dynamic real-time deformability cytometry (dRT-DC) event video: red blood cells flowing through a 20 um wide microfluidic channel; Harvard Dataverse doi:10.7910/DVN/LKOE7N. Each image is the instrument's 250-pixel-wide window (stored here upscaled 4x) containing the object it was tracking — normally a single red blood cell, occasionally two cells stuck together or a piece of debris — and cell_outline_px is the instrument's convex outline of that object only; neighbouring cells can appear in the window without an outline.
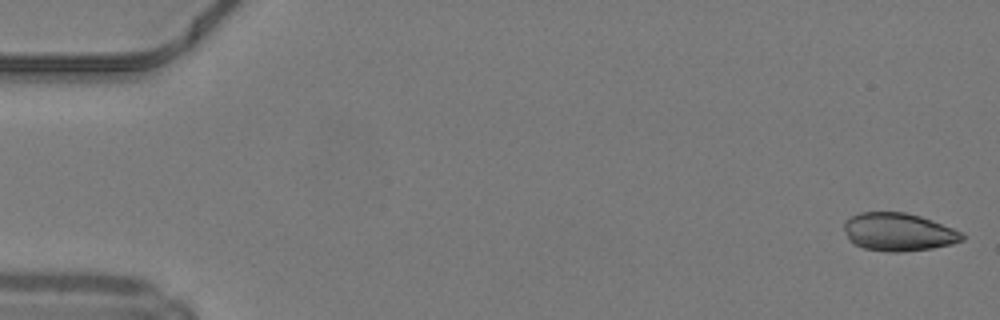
{"species": "common noctule bat (a hibernating species)", "species_latin": "Nyctalus noctula", "temperature_condition": "warm", "stored_images_in_passage": 49, "camera_frame_rate_fps": 3000, "um_per_image_px": 0.085, "animal": {"sex": "male", "body_mass_g": 19.2, "forearm_length_mm": 51.8}, "frame": {"image": 1, "passage_image": 1, "time_ms": 0.0, "image_size_px": [1000, 320], "cell_outline_px": [[964, 240], [952, 244], [932, 248], [904, 252], [888, 252], [864, 248], [848, 240], [844, 228], [844, 220], [860, 212], [904, 212], [920, 216], [932, 220], [952, 228], [960, 232], [964, 236]], "centroid_in_image_um": [76.35, 19.72], "position_along_channel_um": 8.6, "area_um2": 26.13}}
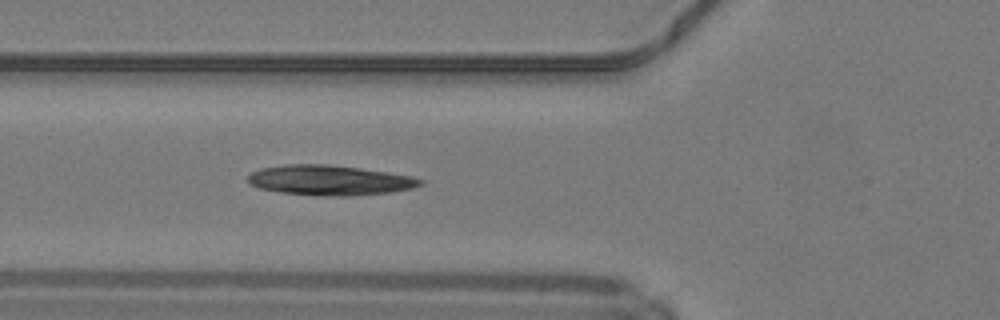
{"frame": {"image": 2, "passage_image": 18, "time_ms": 5.667, "image_size_px": [1000, 320], "cell_outline_px": [[424, 184], [412, 188], [392, 192], [352, 196], [332, 196], [280, 192], [260, 188], [248, 184], [248, 176], [252, 172], [260, 168], [288, 164], [328, 164], [360, 168], [388, 172], [412, 176], [424, 180]], "centroid_in_image_um": [28.05, 15.31], "position_along_channel_um": 97.8, "area_um2": 30.23}}
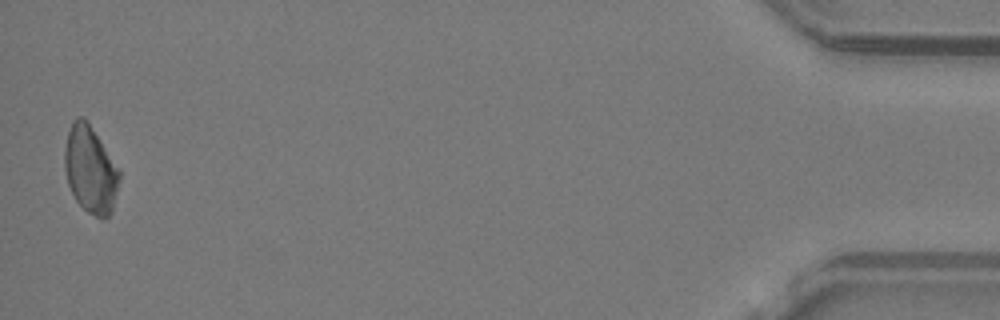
{"frame": {"image": 3, "passage_image": 48, "time_ms": 15.667, "image_size_px": [1000, 320], "cell_outline_px": [[120, 180], [112, 212], [104, 220], [100, 220], [88, 212], [76, 200], [68, 184], [64, 168], [64, 148], [68, 132], [72, 120], [76, 116], [84, 116], [88, 120], [120, 168]], "centroid_in_image_um": [7.7, 14.39], "position_along_channel_um": 427.5, "area_um2": 28.44}, "authors_computed_cell_mechanics": {"area_um2": 28.2064, "velocity_mm_per_s": 4.2187, "shape_relaxation_time_tau1_ms": 9.4402, "shape_relaxation_time_tau2_ms": 8.1427, "deformation_change_tau1": 0.2096, "deformation_change_tau2": 0.2131}}